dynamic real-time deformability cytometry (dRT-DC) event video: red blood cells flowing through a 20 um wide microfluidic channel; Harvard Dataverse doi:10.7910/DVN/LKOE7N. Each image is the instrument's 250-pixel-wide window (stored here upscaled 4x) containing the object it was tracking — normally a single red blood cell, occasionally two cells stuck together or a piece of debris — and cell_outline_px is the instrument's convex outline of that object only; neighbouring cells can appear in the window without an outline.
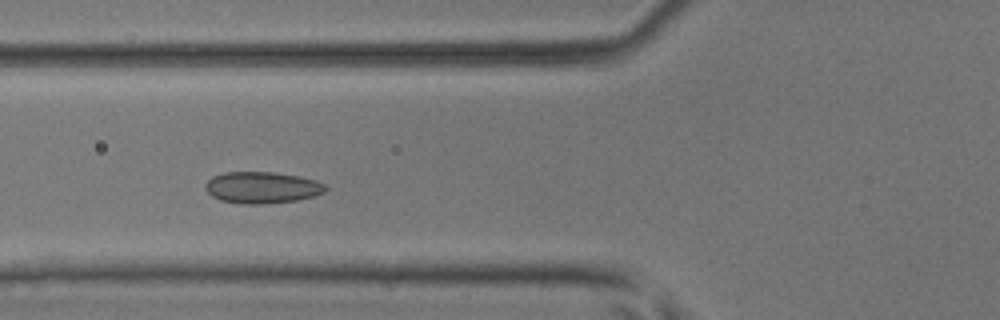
{"species": "common noctule bat (a hibernating species)", "species_latin": "Nyctalus noctula", "temperature_condition": "room temperature", "stored_images_in_passage": 19, "camera_frame_rate_fps": 3000, "um_per_image_px": 0.085, "animal": {"sex": "male", "body_mass_g": 17.9, "forearm_length_mm": 54.2}, "frame": {"image": 1, "passage_image": 6, "time_ms": 1.667, "image_size_px": [1000, 320], "cell_outline_px": [[328, 188], [324, 192], [312, 196], [296, 200], [260, 204], [244, 204], [220, 200], [212, 196], [204, 188], [204, 184], [212, 176], [224, 172], [272, 172], [300, 176], [316, 180], [324, 184]], "centroid_in_image_um": [22.25, 15.93], "position_along_channel_um": 103.6, "area_um2": 22.08}}
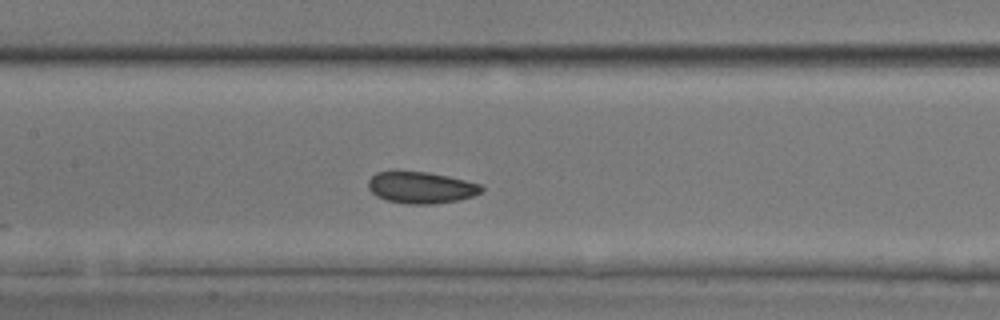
{"frame": {"image": 2, "passage_image": 11, "time_ms": 3.333, "image_size_px": [1000, 320], "cell_outline_px": [[484, 188], [480, 192], [472, 196], [456, 200], [432, 204], [408, 204], [388, 200], [376, 196], [368, 188], [368, 180], [376, 172], [396, 168], [428, 172], [448, 176], [480, 184]], "centroid_in_image_um": [35.71, 15.89], "position_along_channel_um": 171.7, "area_um2": 21.27}}
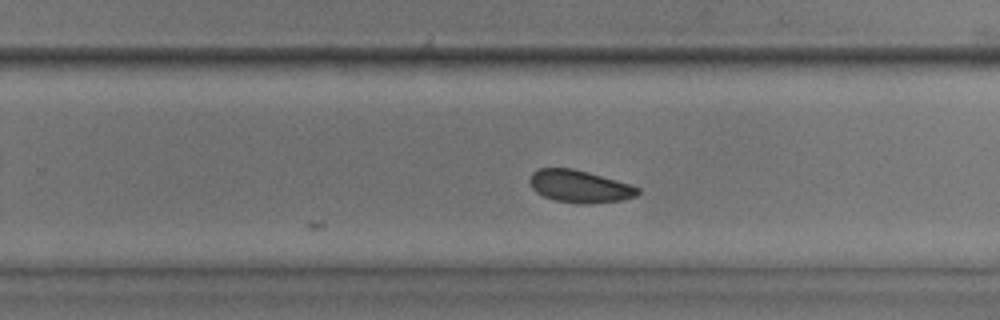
{"frame": {"image": 3, "passage_image": 19, "time_ms": 6.0, "image_size_px": [1000, 320], "cell_outline_px": [[640, 192], [636, 196], [620, 200], [588, 204], [580, 204], [556, 200], [544, 196], [536, 192], [532, 188], [528, 180], [532, 172], [540, 168], [572, 168], [588, 172], [632, 184], [640, 188]], "centroid_in_image_um": [49.27, 15.83], "position_along_channel_um": 280.5, "area_um2": 20.46}}